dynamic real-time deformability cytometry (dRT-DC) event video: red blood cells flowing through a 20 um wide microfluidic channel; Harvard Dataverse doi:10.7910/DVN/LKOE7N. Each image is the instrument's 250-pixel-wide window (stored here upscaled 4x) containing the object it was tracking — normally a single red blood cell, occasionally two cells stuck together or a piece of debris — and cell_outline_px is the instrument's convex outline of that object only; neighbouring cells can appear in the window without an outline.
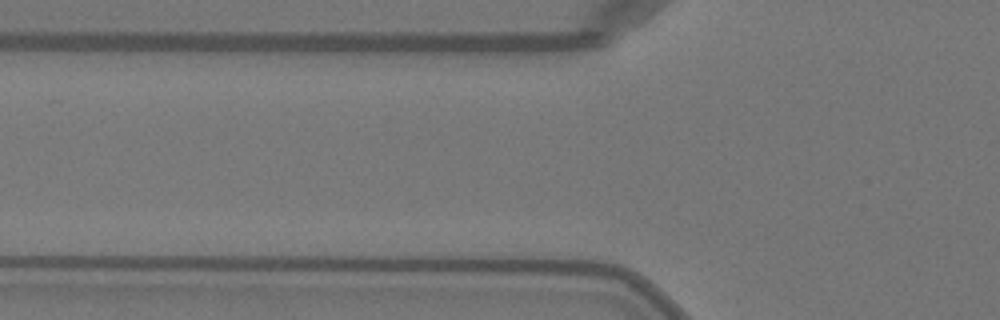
{"species": "Egyptian fruit bat (a non-hibernating species)", "species_latin": "Rousettus aegyptiacus", "temperature_condition": "warm", "stored_images_in_passage": 3, "segment_of_instrument_passage": [1, 2], "camera_frame_rate_fps": 3000, "um_per_image_px": 0.085, "animal": {"sex": "female"}, "frame": {"image": 1, "passage_image": 2, "time_ms": 0.333, "image_size_px": [1000, 320], "cell_outline_px": [[592, 44], [588, 44], [440, 40], [436, 36], [584, 28], [592, 32]], "centroid_in_image_um": [45.04, 3.12], "position_along_channel_um": 80.8, "area_um2": 11.33}}